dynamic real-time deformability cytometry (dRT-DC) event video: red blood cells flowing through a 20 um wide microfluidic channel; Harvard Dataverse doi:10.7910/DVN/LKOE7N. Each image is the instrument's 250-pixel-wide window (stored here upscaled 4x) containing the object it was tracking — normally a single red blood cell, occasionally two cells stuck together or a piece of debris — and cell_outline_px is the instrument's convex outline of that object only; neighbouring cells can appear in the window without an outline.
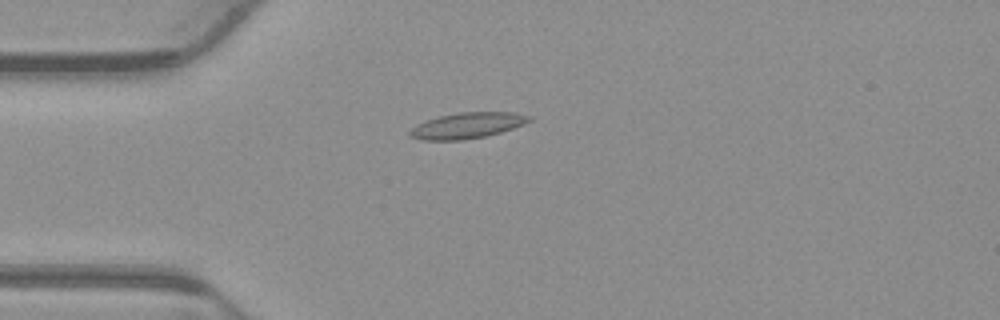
{"species": "common noctule bat (a hibernating species)", "species_latin": "Nyctalus noctula", "temperature_condition": "warm", "stored_images_in_passage": 19, "camera_frame_rate_fps": 3000, "um_per_image_px": 0.085, "animal": {"sex": "male", "body_mass_g": 23.1, "forearm_length_mm": 52.7}, "frame": {"image": 1, "passage_image": 14, "time_ms": 4.333, "image_size_px": [1000, 320], "cell_outline_px": [[532, 120], [524, 124], [488, 136], [464, 140], [420, 140], [408, 136], [408, 132], [416, 124], [440, 116], [460, 112], [516, 112], [532, 116]], "centroid_in_image_um": [39.72, 10.67], "position_along_channel_um": 45.3, "area_um2": 18.09}}
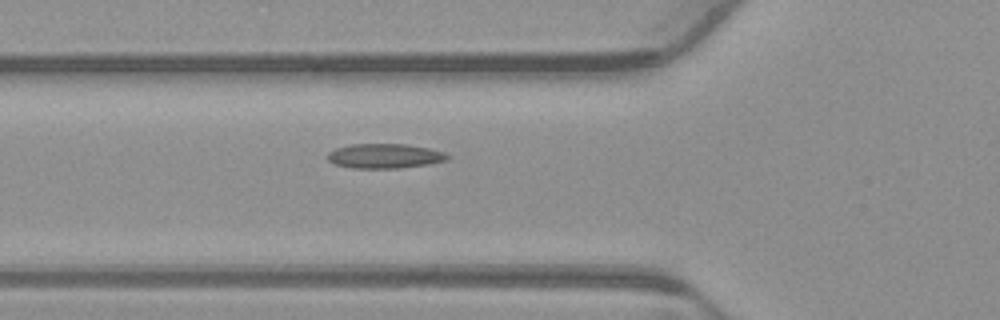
{"frame": {"image": 2, "passage_image": 19, "time_ms": 6.0, "image_size_px": [1000, 320], "cell_outline_px": [[452, 156], [448, 160], [428, 164], [400, 168], [352, 168], [336, 164], [328, 160], [324, 156], [328, 152], [336, 148], [352, 144], [408, 144], [428, 148], [444, 152]], "centroid_in_image_um": [32.7, 13.26], "position_along_channel_um": 93.1, "area_um2": 17.34}}